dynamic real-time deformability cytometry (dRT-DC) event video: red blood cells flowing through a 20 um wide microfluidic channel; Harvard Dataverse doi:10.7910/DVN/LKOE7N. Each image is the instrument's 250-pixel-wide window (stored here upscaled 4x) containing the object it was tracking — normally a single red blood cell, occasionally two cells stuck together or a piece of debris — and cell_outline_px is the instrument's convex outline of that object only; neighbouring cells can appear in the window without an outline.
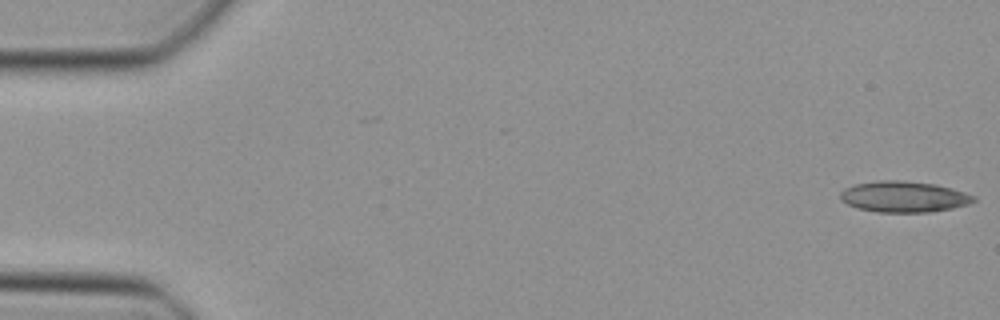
{"species": "Egyptian fruit bat (a non-hibernating species)", "species_latin": "Rousettus aegyptiacus", "temperature_condition": "cold", "stored_images_in_passage": 47, "camera_frame_rate_fps": 3000, "um_per_image_px": 0.085, "animal": {"sex": "female"}, "frame": {"image": 1, "passage_image": 1, "time_ms": 0.0, "image_size_px": [1000, 320], "cell_outline_px": [[976, 200], [968, 204], [952, 208], [932, 212], [876, 212], [856, 208], [840, 200], [840, 192], [844, 188], [856, 184], [880, 180], [900, 180], [936, 184], [952, 188], [976, 196]], "centroid_in_image_um": [76.82, 16.72], "position_along_channel_um": 8.2, "area_um2": 24.22}}